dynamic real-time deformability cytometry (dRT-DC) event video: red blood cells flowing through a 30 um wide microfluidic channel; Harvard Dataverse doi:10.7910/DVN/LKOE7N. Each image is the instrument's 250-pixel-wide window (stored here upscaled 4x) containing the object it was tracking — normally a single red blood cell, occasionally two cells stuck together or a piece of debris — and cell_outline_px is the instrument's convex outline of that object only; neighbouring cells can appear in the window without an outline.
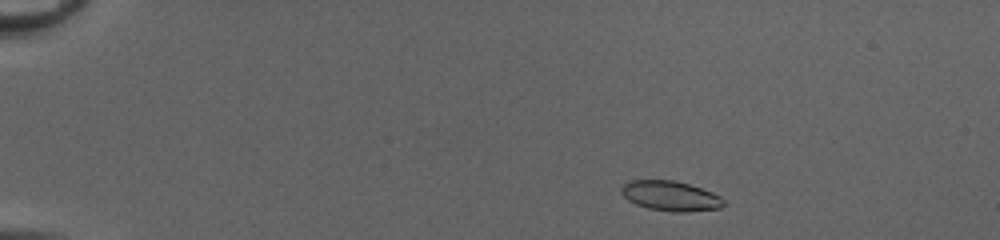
{"species": "common noctule bat (a hibernating species)", "species_latin": "Nyctalus noctula", "temperature_condition": "cold", "stored_images_in_passage": 45, "camera_frame_rate_fps": 3000, "um_per_image_px": 0.085, "animal": {"sex": "female", "body_mass_g": 20.0, "forearm_length_mm": 54.0}, "frame": {"image": 1, "passage_image": 3, "time_ms": 0.667, "image_size_px": [1000, 240], "cell_outline_px": [[724, 204], [720, 208], [684, 212], [676, 212], [648, 208], [636, 204], [628, 200], [620, 192], [620, 188], [628, 180], [676, 180], [712, 192], [720, 196], [724, 200]], "centroid_in_image_um": [56.97, 16.64], "position_along_channel_um": 28.0, "area_um2": 17.8}}
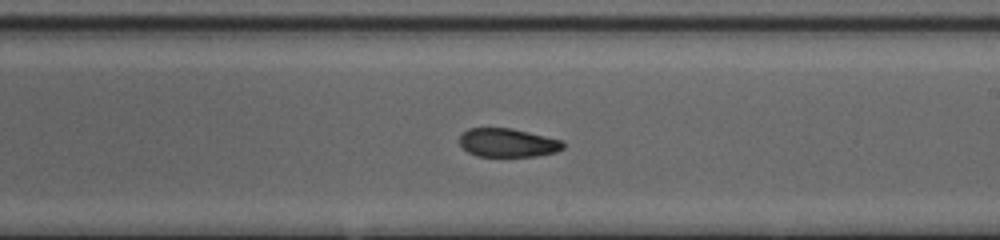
{"frame": {"image": 2, "passage_image": 26, "time_ms": 8.333, "image_size_px": [1000, 240], "cell_outline_px": [[564, 148], [556, 152], [536, 156], [476, 156], [468, 152], [460, 144], [460, 136], [468, 128], [512, 128], [564, 140]], "centroid_in_image_um": [43.19, 12.13], "position_along_channel_um": 245.8, "area_um2": 17.34}}
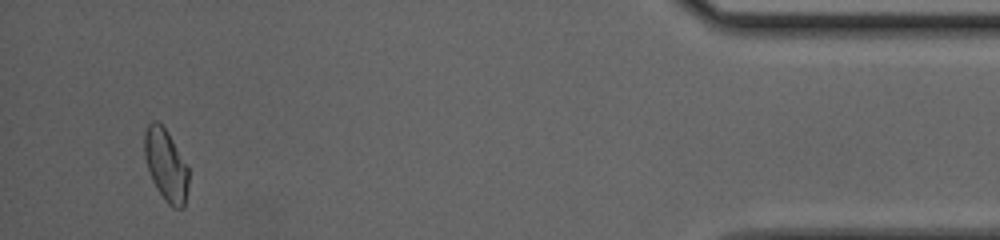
{"frame": {"image": 3, "passage_image": 43, "time_ms": 14.0, "image_size_px": [1000, 240], "cell_outline_px": [[188, 184], [184, 208], [172, 208], [164, 200], [152, 180], [144, 156], [144, 132], [148, 124], [152, 120], [156, 120], [168, 132], [188, 168]], "centroid_in_image_um": [14.09, 14.04], "position_along_channel_um": 421.1, "area_um2": 18.38}, "authors_computed_cell_mechanics": {"area_um2": 18.207, "velocity_mm_per_s": 4.1739, "shape_relaxation_time_tau1_ms": null, "shape_relaxation_time_tau2_ms": 1.5765, "deformation_change_tau1": null, "deformation_change_tau2": 0.0675}}